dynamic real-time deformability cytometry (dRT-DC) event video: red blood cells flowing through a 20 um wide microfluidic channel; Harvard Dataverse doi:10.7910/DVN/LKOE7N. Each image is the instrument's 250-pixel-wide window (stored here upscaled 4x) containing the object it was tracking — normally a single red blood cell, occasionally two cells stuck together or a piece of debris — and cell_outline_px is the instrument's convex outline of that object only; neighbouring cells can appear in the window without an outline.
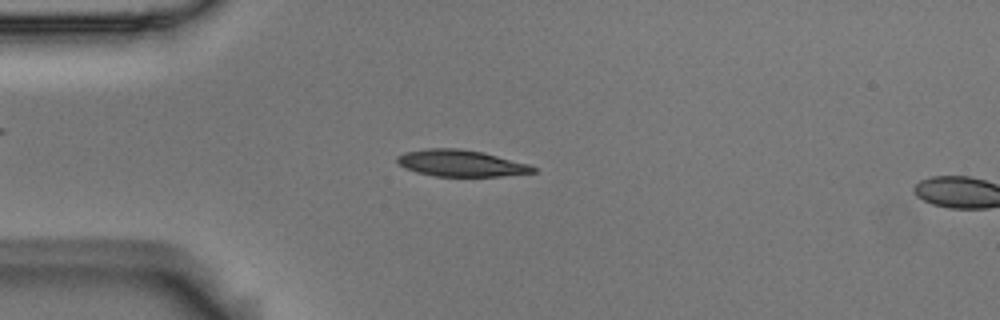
{"species": "Egyptian fruit bat (a non-hibernating species)", "species_latin": "Rousettus aegyptiacus", "temperature_condition": "room temperature", "stored_images_in_passage": 5, "camera_frame_rate_fps": 3000, "um_per_image_px": 0.085, "animal": {"sex": "male"}, "frame": {"image": 1, "passage_image": 4, "time_ms": 1.0, "image_size_px": [1000, 320], "cell_outline_px": [[536, 172], [500, 176], [436, 176], [416, 172], [404, 168], [396, 160], [396, 156], [404, 152], [424, 148], [460, 148], [484, 152], [528, 164], [536, 168]], "centroid_in_image_um": [39.14, 13.86], "position_along_channel_um": 45.9, "area_um2": 21.1}}